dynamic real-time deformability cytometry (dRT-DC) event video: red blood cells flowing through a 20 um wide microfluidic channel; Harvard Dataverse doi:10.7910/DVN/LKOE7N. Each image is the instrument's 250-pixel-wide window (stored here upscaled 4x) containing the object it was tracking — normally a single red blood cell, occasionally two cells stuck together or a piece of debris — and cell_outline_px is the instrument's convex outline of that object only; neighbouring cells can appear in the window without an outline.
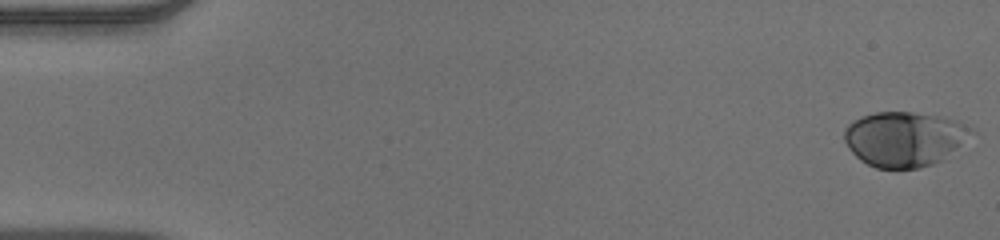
{"species": "human", "species_latin": "Homo sapiens", "temperature_condition": "warm", "stored_images_in_passage": 53, "camera_frame_rate_fps": 3000, "um_per_image_px": 0.085, "donor": {"sex": "male"}, "frame": {"image": 1, "passage_image": 1, "time_ms": 0.0, "image_size_px": [1000, 240], "cell_outline_px": [[976, 132], [940, 160], [932, 164], [920, 168], [876, 168], [860, 160], [848, 148], [844, 140], [844, 128], [852, 120], [860, 116], [876, 112], [912, 112], [944, 116], [960, 120], [972, 128]], "centroid_in_image_um": [76.86, 11.78], "position_along_channel_um": 8.1, "area_um2": 40.81}}
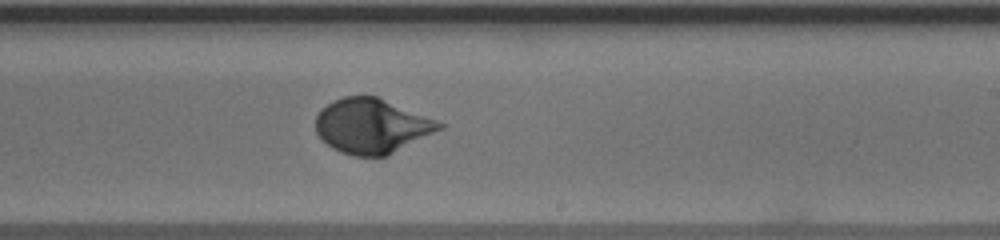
{"frame": {"image": 2, "passage_image": 32, "time_ms": 10.333, "image_size_px": [1000, 240], "cell_outline_px": [[444, 128], [388, 156], [352, 156], [340, 152], [332, 148], [316, 132], [316, 116], [320, 108], [332, 100], [344, 96], [376, 96], [444, 124]], "centroid_in_image_um": [31.57, 10.72], "position_along_channel_um": 257.4, "area_um2": 39.25}}
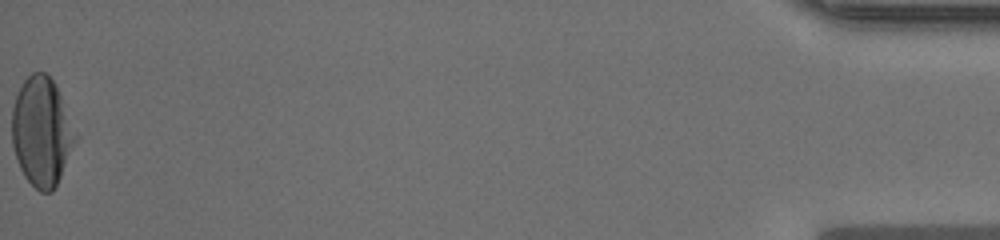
{"frame": {"image": 3, "passage_image": 53, "time_ms": 17.333, "image_size_px": [1000, 240], "cell_outline_px": [[80, 136], [52, 192], [40, 192], [24, 176], [20, 168], [12, 144], [12, 108], [16, 96], [24, 80], [32, 72], [44, 72], [52, 80]], "centroid_in_image_um": [3.57, 11.2], "position_along_channel_um": 431.6, "area_um2": 40.17}, "authors_computed_cell_mechanics": {"area_um2": 38.5526, "velocity_mm_per_s": 3.9027, "shape_relaxation_time_tau1_ms": 3.9215, "shape_relaxation_time_tau2_ms": null, "deformation_change_tau1": 0.1823, "deformation_change_tau2": null}}